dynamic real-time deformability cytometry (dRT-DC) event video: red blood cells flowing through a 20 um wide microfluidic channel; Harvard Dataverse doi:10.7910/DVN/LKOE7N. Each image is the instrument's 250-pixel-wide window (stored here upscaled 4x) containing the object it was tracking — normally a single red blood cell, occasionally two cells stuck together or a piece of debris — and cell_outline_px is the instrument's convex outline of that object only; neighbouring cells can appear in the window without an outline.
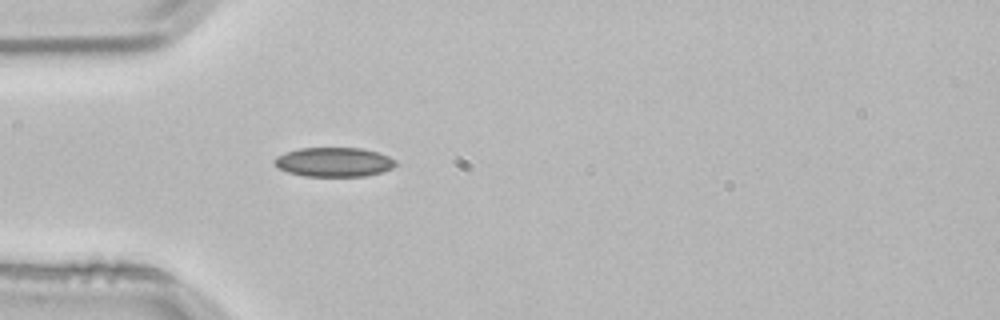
{"species": "common noctule bat (a hibernating species)", "species_latin": "Nyctalus noctula", "temperature_condition": "room temperature", "stored_images_in_passage": 4, "camera_frame_rate_fps": 3000, "um_per_image_px": 0.085, "animal": {"sex": "male", "body_mass_g": 21.5, "forearm_length_mm": 52.0}, "frame": {"image": 1, "passage_image": 4, "time_ms": 1.0, "image_size_px": [1000, 320], "cell_outline_px": [[396, 164], [392, 168], [380, 172], [364, 176], [304, 176], [288, 172], [276, 168], [272, 164], [272, 160], [276, 156], [284, 152], [300, 148], [360, 148], [376, 152], [388, 156], [396, 160]], "centroid_in_image_um": [28.3, 13.77], "position_along_channel_um": 56.7, "area_um2": 20.81}}